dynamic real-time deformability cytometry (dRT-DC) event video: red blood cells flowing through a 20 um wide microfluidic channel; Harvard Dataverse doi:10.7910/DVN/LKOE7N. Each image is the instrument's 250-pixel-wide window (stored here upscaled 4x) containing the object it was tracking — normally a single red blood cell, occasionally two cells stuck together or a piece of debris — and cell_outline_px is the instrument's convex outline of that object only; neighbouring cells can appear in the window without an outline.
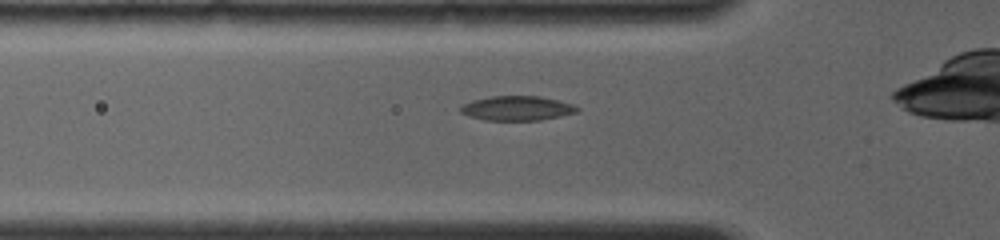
{"species": "common noctule bat (a hibernating species)", "species_latin": "Nyctalus noctula", "temperature_condition": "room temperature", "stored_images_in_passage": 14, "camera_frame_rate_fps": 4000, "um_per_image_px": 0.085, "animal": {"sex": "female", "body_mass_g": 19.0, "forearm_length_mm": 56.7}, "frame": {"image": 1, "passage_image": 5, "time_ms": 1.75, "image_size_px": [1000, 240], "cell_outline_px": [[580, 112], [540, 120], [484, 120], [468, 116], [460, 112], [460, 108], [464, 104], [472, 100], [492, 96], [540, 96], [572, 104], [580, 108]], "centroid_in_image_um": [43.96, 9.2], "position_along_channel_um": 81.8, "area_um2": 16.65}}
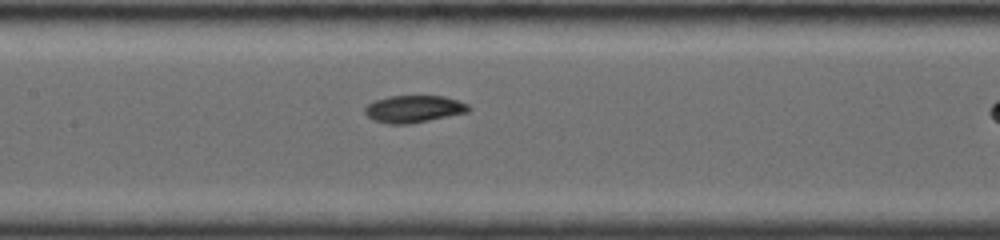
{"frame": {"image": 2, "passage_image": 10, "time_ms": 4.0, "image_size_px": [1000, 240], "cell_outline_px": [[472, 108], [468, 112], [408, 124], [388, 124], [372, 120], [364, 112], [364, 108], [368, 104], [376, 100], [388, 96], [444, 96], [468, 104]], "centroid_in_image_um": [35.15, 9.26], "position_along_channel_um": 172.2, "area_um2": 16.36}}
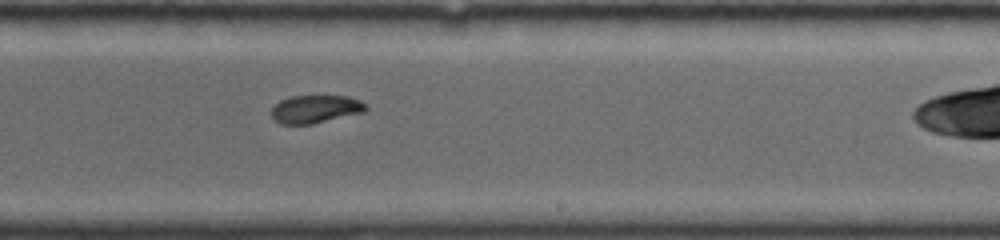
{"frame": {"image": 3, "passage_image": 14, "time_ms": 6.25, "image_size_px": [1000, 240], "cell_outline_px": [[368, 108], [364, 112], [312, 124], [280, 124], [272, 116], [272, 108], [280, 100], [292, 96], [348, 96], [360, 100], [368, 104]], "centroid_in_image_um": [26.85, 9.27], "position_along_channel_um": 262.1, "area_um2": 15.37}}